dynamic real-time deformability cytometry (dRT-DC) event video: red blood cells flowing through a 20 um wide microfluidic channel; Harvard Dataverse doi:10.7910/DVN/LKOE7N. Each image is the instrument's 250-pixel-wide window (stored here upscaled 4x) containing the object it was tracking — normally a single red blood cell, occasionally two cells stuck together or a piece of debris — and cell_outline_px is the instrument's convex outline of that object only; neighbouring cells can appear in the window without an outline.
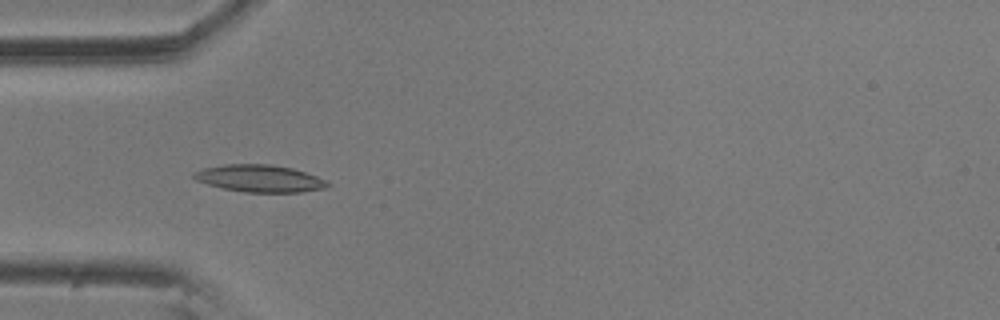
{"species": "common noctule bat (a hibernating species)", "species_latin": "Nyctalus noctula", "temperature_condition": "room temperature", "stored_images_in_passage": 45, "camera_frame_rate_fps": 3000, "um_per_image_px": 0.085, "animal": {"sex": "male", "body_mass_g": 20.5, "forearm_length_mm": 52.5}, "frame": {"image": 1, "passage_image": 5, "time_ms": 1.333, "image_size_px": [1000, 320], "cell_outline_px": [[332, 184], [324, 188], [304, 192], [244, 192], [224, 188], [208, 184], [196, 180], [192, 176], [192, 172], [204, 168], [224, 164], [272, 164], [292, 168], [316, 176]], "centroid_in_image_um": [22.06, 15.16], "position_along_channel_um": 62.9, "area_um2": 21.1}}
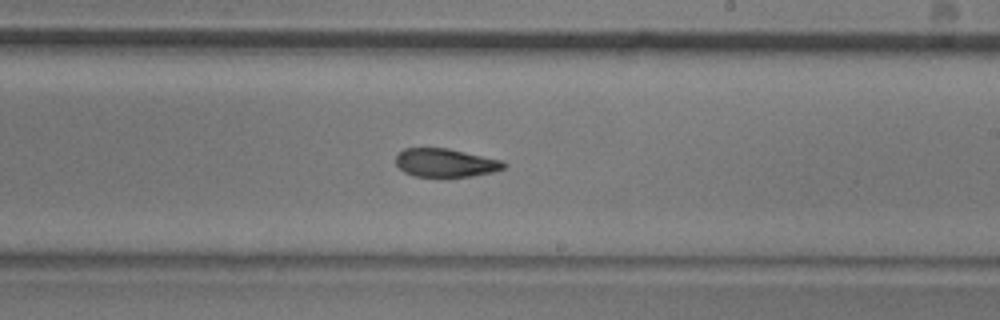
{"frame": {"image": 2, "passage_image": 21, "time_ms": 6.667, "image_size_px": [1000, 320], "cell_outline_px": [[508, 164], [504, 168], [492, 172], [472, 176], [444, 180], [416, 176], [404, 172], [396, 164], [396, 156], [404, 148], [448, 148], [504, 160]], "centroid_in_image_um": [37.9, 13.88], "position_along_channel_um": 251.1, "area_um2": 18.67}}
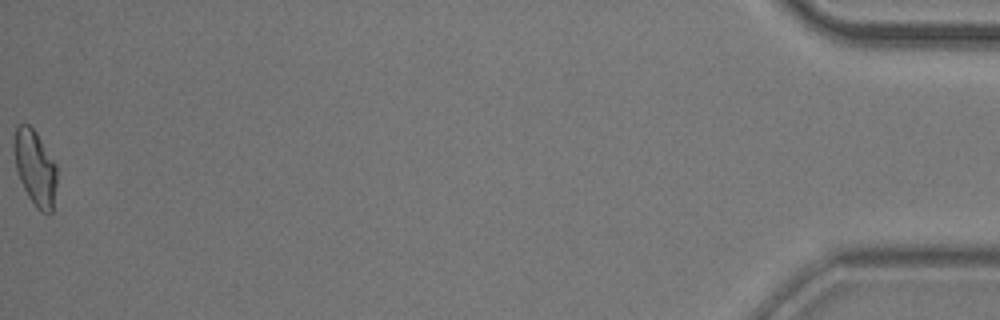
{"frame": {"image": 3, "passage_image": 45, "time_ms": 14.667, "image_size_px": [1000, 320], "cell_outline_px": [[56, 184], [52, 212], [48, 216], [40, 212], [36, 208], [28, 196], [20, 180], [16, 168], [12, 144], [16, 124], [28, 124], [36, 132], [56, 164]], "centroid_in_image_um": [2.97, 14.27], "position_along_channel_um": 432.2, "area_um2": 19.02}, "authors_computed_cell_mechanics": {"area_um2": 18.7272, "velocity_mm_per_s": 3.529, "shape_relaxation_time_tau1_ms": 7.7912, "shape_relaxation_time_tau2_ms": 3.038, "deformation_change_tau1": 0.194, "deformation_change_tau2": 0.104}}